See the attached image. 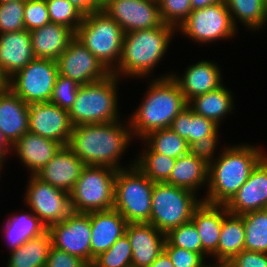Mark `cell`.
<instances>
[{"mask_svg":"<svg viewBox=\"0 0 267 267\" xmlns=\"http://www.w3.org/2000/svg\"><path fill=\"white\" fill-rule=\"evenodd\" d=\"M126 122L129 126L124 125L120 120L73 126L67 146L85 165L107 166L115 170L124 169L119 164V159L134 137L129 120Z\"/></svg>","mask_w":267,"mask_h":267,"instance_id":"cell-1","label":"cell"},{"mask_svg":"<svg viewBox=\"0 0 267 267\" xmlns=\"http://www.w3.org/2000/svg\"><path fill=\"white\" fill-rule=\"evenodd\" d=\"M208 165V185L203 202L226 205L249 178L252 170L267 155L249 144L223 148Z\"/></svg>","mask_w":267,"mask_h":267,"instance_id":"cell-2","label":"cell"},{"mask_svg":"<svg viewBox=\"0 0 267 267\" xmlns=\"http://www.w3.org/2000/svg\"><path fill=\"white\" fill-rule=\"evenodd\" d=\"M132 117L128 116L132 134L140 140L148 133L169 128L172 120L188 106L178 84L169 75L153 79Z\"/></svg>","mask_w":267,"mask_h":267,"instance_id":"cell-3","label":"cell"},{"mask_svg":"<svg viewBox=\"0 0 267 267\" xmlns=\"http://www.w3.org/2000/svg\"><path fill=\"white\" fill-rule=\"evenodd\" d=\"M176 30L163 23L151 29L125 33L121 58L111 73L119 78L122 75L146 78L167 52Z\"/></svg>","mask_w":267,"mask_h":267,"instance_id":"cell-4","label":"cell"},{"mask_svg":"<svg viewBox=\"0 0 267 267\" xmlns=\"http://www.w3.org/2000/svg\"><path fill=\"white\" fill-rule=\"evenodd\" d=\"M120 78L114 74L104 80L81 85L69 117L73 126L101 124L120 120L117 88Z\"/></svg>","mask_w":267,"mask_h":267,"instance_id":"cell-5","label":"cell"},{"mask_svg":"<svg viewBox=\"0 0 267 267\" xmlns=\"http://www.w3.org/2000/svg\"><path fill=\"white\" fill-rule=\"evenodd\" d=\"M124 35L122 27L99 10L83 17L75 37L112 72L121 58Z\"/></svg>","mask_w":267,"mask_h":267,"instance_id":"cell-6","label":"cell"},{"mask_svg":"<svg viewBox=\"0 0 267 267\" xmlns=\"http://www.w3.org/2000/svg\"><path fill=\"white\" fill-rule=\"evenodd\" d=\"M119 169L115 177L114 209L128 223H149L154 183L135 166Z\"/></svg>","mask_w":267,"mask_h":267,"instance_id":"cell-7","label":"cell"},{"mask_svg":"<svg viewBox=\"0 0 267 267\" xmlns=\"http://www.w3.org/2000/svg\"><path fill=\"white\" fill-rule=\"evenodd\" d=\"M198 194L166 182L154 183L149 223L163 234L192 219L194 210L202 203Z\"/></svg>","mask_w":267,"mask_h":267,"instance_id":"cell-8","label":"cell"},{"mask_svg":"<svg viewBox=\"0 0 267 267\" xmlns=\"http://www.w3.org/2000/svg\"><path fill=\"white\" fill-rule=\"evenodd\" d=\"M116 172L107 166L85 165L70 193L72 211L90 213L113 209Z\"/></svg>","mask_w":267,"mask_h":267,"instance_id":"cell-9","label":"cell"},{"mask_svg":"<svg viewBox=\"0 0 267 267\" xmlns=\"http://www.w3.org/2000/svg\"><path fill=\"white\" fill-rule=\"evenodd\" d=\"M58 75L55 60L34 58L8 79V87L27 104L50 102Z\"/></svg>","mask_w":267,"mask_h":267,"instance_id":"cell-10","label":"cell"},{"mask_svg":"<svg viewBox=\"0 0 267 267\" xmlns=\"http://www.w3.org/2000/svg\"><path fill=\"white\" fill-rule=\"evenodd\" d=\"M236 28L223 0L202 9L193 10L177 32H182L188 39L199 44H206L219 39L233 38L237 34Z\"/></svg>","mask_w":267,"mask_h":267,"instance_id":"cell-11","label":"cell"},{"mask_svg":"<svg viewBox=\"0 0 267 267\" xmlns=\"http://www.w3.org/2000/svg\"><path fill=\"white\" fill-rule=\"evenodd\" d=\"M24 201L32 213L48 228L67 218L73 211L70 194L31 175Z\"/></svg>","mask_w":267,"mask_h":267,"instance_id":"cell-12","label":"cell"},{"mask_svg":"<svg viewBox=\"0 0 267 267\" xmlns=\"http://www.w3.org/2000/svg\"><path fill=\"white\" fill-rule=\"evenodd\" d=\"M52 246L80 257L91 266V222L90 213L72 212L67 218L47 228Z\"/></svg>","mask_w":267,"mask_h":267,"instance_id":"cell-13","label":"cell"},{"mask_svg":"<svg viewBox=\"0 0 267 267\" xmlns=\"http://www.w3.org/2000/svg\"><path fill=\"white\" fill-rule=\"evenodd\" d=\"M102 10L124 33L162 25L158 0H105Z\"/></svg>","mask_w":267,"mask_h":267,"instance_id":"cell-14","label":"cell"},{"mask_svg":"<svg viewBox=\"0 0 267 267\" xmlns=\"http://www.w3.org/2000/svg\"><path fill=\"white\" fill-rule=\"evenodd\" d=\"M56 62L59 74L79 85L99 82L112 74L76 37Z\"/></svg>","mask_w":267,"mask_h":267,"instance_id":"cell-15","label":"cell"},{"mask_svg":"<svg viewBox=\"0 0 267 267\" xmlns=\"http://www.w3.org/2000/svg\"><path fill=\"white\" fill-rule=\"evenodd\" d=\"M73 125L68 110L51 102L29 104V131L59 142L69 143Z\"/></svg>","mask_w":267,"mask_h":267,"instance_id":"cell-16","label":"cell"},{"mask_svg":"<svg viewBox=\"0 0 267 267\" xmlns=\"http://www.w3.org/2000/svg\"><path fill=\"white\" fill-rule=\"evenodd\" d=\"M225 206L229 213L235 215L267 209V155Z\"/></svg>","mask_w":267,"mask_h":267,"instance_id":"cell-17","label":"cell"},{"mask_svg":"<svg viewBox=\"0 0 267 267\" xmlns=\"http://www.w3.org/2000/svg\"><path fill=\"white\" fill-rule=\"evenodd\" d=\"M125 234L132 249V267H148L163 252L166 235L150 223H128Z\"/></svg>","mask_w":267,"mask_h":267,"instance_id":"cell-18","label":"cell"},{"mask_svg":"<svg viewBox=\"0 0 267 267\" xmlns=\"http://www.w3.org/2000/svg\"><path fill=\"white\" fill-rule=\"evenodd\" d=\"M84 166L83 161L66 145L35 176L70 194Z\"/></svg>","mask_w":267,"mask_h":267,"instance_id":"cell-19","label":"cell"},{"mask_svg":"<svg viewBox=\"0 0 267 267\" xmlns=\"http://www.w3.org/2000/svg\"><path fill=\"white\" fill-rule=\"evenodd\" d=\"M187 67L183 76L179 77L176 72L171 74L187 102L223 85L222 72L217 63L204 60Z\"/></svg>","mask_w":267,"mask_h":267,"instance_id":"cell-20","label":"cell"},{"mask_svg":"<svg viewBox=\"0 0 267 267\" xmlns=\"http://www.w3.org/2000/svg\"><path fill=\"white\" fill-rule=\"evenodd\" d=\"M91 265L96 256L107 251L123 234L128 222L116 210L90 212Z\"/></svg>","mask_w":267,"mask_h":267,"instance_id":"cell-21","label":"cell"},{"mask_svg":"<svg viewBox=\"0 0 267 267\" xmlns=\"http://www.w3.org/2000/svg\"><path fill=\"white\" fill-rule=\"evenodd\" d=\"M225 205H214L203 202L194 210L191 222L196 226L202 243V256L208 255L216 260L219 236L224 215L227 213Z\"/></svg>","mask_w":267,"mask_h":267,"instance_id":"cell-22","label":"cell"},{"mask_svg":"<svg viewBox=\"0 0 267 267\" xmlns=\"http://www.w3.org/2000/svg\"><path fill=\"white\" fill-rule=\"evenodd\" d=\"M35 58L30 31L0 34V70L9 79Z\"/></svg>","mask_w":267,"mask_h":267,"instance_id":"cell-23","label":"cell"},{"mask_svg":"<svg viewBox=\"0 0 267 267\" xmlns=\"http://www.w3.org/2000/svg\"><path fill=\"white\" fill-rule=\"evenodd\" d=\"M0 130L12 145L29 131V104L9 87L0 92Z\"/></svg>","mask_w":267,"mask_h":267,"instance_id":"cell-24","label":"cell"},{"mask_svg":"<svg viewBox=\"0 0 267 267\" xmlns=\"http://www.w3.org/2000/svg\"><path fill=\"white\" fill-rule=\"evenodd\" d=\"M61 147L59 142L28 131L12 145V151H15L16 156L29 169L31 175H35L55 156Z\"/></svg>","mask_w":267,"mask_h":267,"instance_id":"cell-25","label":"cell"},{"mask_svg":"<svg viewBox=\"0 0 267 267\" xmlns=\"http://www.w3.org/2000/svg\"><path fill=\"white\" fill-rule=\"evenodd\" d=\"M76 33L64 25L48 23L30 31L32 51L35 58L57 60Z\"/></svg>","mask_w":267,"mask_h":267,"instance_id":"cell-26","label":"cell"},{"mask_svg":"<svg viewBox=\"0 0 267 267\" xmlns=\"http://www.w3.org/2000/svg\"><path fill=\"white\" fill-rule=\"evenodd\" d=\"M166 183L196 193L198 188L208 185V164L189 151L176 159L175 166Z\"/></svg>","mask_w":267,"mask_h":267,"instance_id":"cell-27","label":"cell"},{"mask_svg":"<svg viewBox=\"0 0 267 267\" xmlns=\"http://www.w3.org/2000/svg\"><path fill=\"white\" fill-rule=\"evenodd\" d=\"M233 98L232 92L222 85L215 90L194 97L188 102V106L196 114L212 120L220 127L221 120L235 109Z\"/></svg>","mask_w":267,"mask_h":267,"instance_id":"cell-28","label":"cell"},{"mask_svg":"<svg viewBox=\"0 0 267 267\" xmlns=\"http://www.w3.org/2000/svg\"><path fill=\"white\" fill-rule=\"evenodd\" d=\"M243 216L227 212L224 215L217 247V264H226L244 250Z\"/></svg>","mask_w":267,"mask_h":267,"instance_id":"cell-29","label":"cell"},{"mask_svg":"<svg viewBox=\"0 0 267 267\" xmlns=\"http://www.w3.org/2000/svg\"><path fill=\"white\" fill-rule=\"evenodd\" d=\"M170 128L190 146L197 140L206 136H219V126L212 120L196 114L187 106L173 120Z\"/></svg>","mask_w":267,"mask_h":267,"instance_id":"cell-30","label":"cell"},{"mask_svg":"<svg viewBox=\"0 0 267 267\" xmlns=\"http://www.w3.org/2000/svg\"><path fill=\"white\" fill-rule=\"evenodd\" d=\"M51 247L52 240L48 231L28 239L10 251L7 267H45Z\"/></svg>","mask_w":267,"mask_h":267,"instance_id":"cell-31","label":"cell"},{"mask_svg":"<svg viewBox=\"0 0 267 267\" xmlns=\"http://www.w3.org/2000/svg\"><path fill=\"white\" fill-rule=\"evenodd\" d=\"M3 226L10 251L21 246L26 240L38 237L47 231L46 226L32 212L11 215Z\"/></svg>","mask_w":267,"mask_h":267,"instance_id":"cell-32","label":"cell"},{"mask_svg":"<svg viewBox=\"0 0 267 267\" xmlns=\"http://www.w3.org/2000/svg\"><path fill=\"white\" fill-rule=\"evenodd\" d=\"M232 22L236 27V19L245 27L258 31L267 24V0H224ZM263 26V27H262Z\"/></svg>","mask_w":267,"mask_h":267,"instance_id":"cell-33","label":"cell"},{"mask_svg":"<svg viewBox=\"0 0 267 267\" xmlns=\"http://www.w3.org/2000/svg\"><path fill=\"white\" fill-rule=\"evenodd\" d=\"M152 151L177 159L189 152L187 141L170 127L148 133L141 141Z\"/></svg>","mask_w":267,"mask_h":267,"instance_id":"cell-34","label":"cell"},{"mask_svg":"<svg viewBox=\"0 0 267 267\" xmlns=\"http://www.w3.org/2000/svg\"><path fill=\"white\" fill-rule=\"evenodd\" d=\"M244 250L267 253V209L242 214Z\"/></svg>","mask_w":267,"mask_h":267,"instance_id":"cell-35","label":"cell"},{"mask_svg":"<svg viewBox=\"0 0 267 267\" xmlns=\"http://www.w3.org/2000/svg\"><path fill=\"white\" fill-rule=\"evenodd\" d=\"M146 149V151H144ZM142 154L135 158V166L138 167L152 182H166L175 166L176 159L154 152L148 146Z\"/></svg>","mask_w":267,"mask_h":267,"instance_id":"cell-36","label":"cell"},{"mask_svg":"<svg viewBox=\"0 0 267 267\" xmlns=\"http://www.w3.org/2000/svg\"><path fill=\"white\" fill-rule=\"evenodd\" d=\"M90 267H132V249L127 235L123 234L107 251L96 256Z\"/></svg>","mask_w":267,"mask_h":267,"instance_id":"cell-37","label":"cell"},{"mask_svg":"<svg viewBox=\"0 0 267 267\" xmlns=\"http://www.w3.org/2000/svg\"><path fill=\"white\" fill-rule=\"evenodd\" d=\"M51 23L64 25L75 33L84 15L68 0H46Z\"/></svg>","mask_w":267,"mask_h":267,"instance_id":"cell-38","label":"cell"},{"mask_svg":"<svg viewBox=\"0 0 267 267\" xmlns=\"http://www.w3.org/2000/svg\"><path fill=\"white\" fill-rule=\"evenodd\" d=\"M166 235L164 246L180 247L202 255V243L196 226L187 222L170 230Z\"/></svg>","mask_w":267,"mask_h":267,"instance_id":"cell-39","label":"cell"},{"mask_svg":"<svg viewBox=\"0 0 267 267\" xmlns=\"http://www.w3.org/2000/svg\"><path fill=\"white\" fill-rule=\"evenodd\" d=\"M24 8L25 1L0 3V34L25 29Z\"/></svg>","mask_w":267,"mask_h":267,"instance_id":"cell-40","label":"cell"},{"mask_svg":"<svg viewBox=\"0 0 267 267\" xmlns=\"http://www.w3.org/2000/svg\"><path fill=\"white\" fill-rule=\"evenodd\" d=\"M164 24L178 29L192 12L191 0H158Z\"/></svg>","mask_w":267,"mask_h":267,"instance_id":"cell-41","label":"cell"},{"mask_svg":"<svg viewBox=\"0 0 267 267\" xmlns=\"http://www.w3.org/2000/svg\"><path fill=\"white\" fill-rule=\"evenodd\" d=\"M80 86L74 80L59 74L54 84L50 102L69 111L73 106Z\"/></svg>","mask_w":267,"mask_h":267,"instance_id":"cell-42","label":"cell"},{"mask_svg":"<svg viewBox=\"0 0 267 267\" xmlns=\"http://www.w3.org/2000/svg\"><path fill=\"white\" fill-rule=\"evenodd\" d=\"M50 22L46 0L25 1L24 26L27 31L43 27Z\"/></svg>","mask_w":267,"mask_h":267,"instance_id":"cell-43","label":"cell"},{"mask_svg":"<svg viewBox=\"0 0 267 267\" xmlns=\"http://www.w3.org/2000/svg\"><path fill=\"white\" fill-rule=\"evenodd\" d=\"M174 267H208L205 258L200 253H195L180 247L164 246Z\"/></svg>","mask_w":267,"mask_h":267,"instance_id":"cell-44","label":"cell"},{"mask_svg":"<svg viewBox=\"0 0 267 267\" xmlns=\"http://www.w3.org/2000/svg\"><path fill=\"white\" fill-rule=\"evenodd\" d=\"M219 136H206L195 141L189 147V151L208 165L215 158V149L219 142Z\"/></svg>","mask_w":267,"mask_h":267,"instance_id":"cell-45","label":"cell"},{"mask_svg":"<svg viewBox=\"0 0 267 267\" xmlns=\"http://www.w3.org/2000/svg\"><path fill=\"white\" fill-rule=\"evenodd\" d=\"M225 265L227 267H267V253L242 250Z\"/></svg>","mask_w":267,"mask_h":267,"instance_id":"cell-46","label":"cell"},{"mask_svg":"<svg viewBox=\"0 0 267 267\" xmlns=\"http://www.w3.org/2000/svg\"><path fill=\"white\" fill-rule=\"evenodd\" d=\"M45 267H90L80 257L51 247Z\"/></svg>","mask_w":267,"mask_h":267,"instance_id":"cell-47","label":"cell"},{"mask_svg":"<svg viewBox=\"0 0 267 267\" xmlns=\"http://www.w3.org/2000/svg\"><path fill=\"white\" fill-rule=\"evenodd\" d=\"M84 16L102 10L101 0H68Z\"/></svg>","mask_w":267,"mask_h":267,"instance_id":"cell-48","label":"cell"},{"mask_svg":"<svg viewBox=\"0 0 267 267\" xmlns=\"http://www.w3.org/2000/svg\"><path fill=\"white\" fill-rule=\"evenodd\" d=\"M148 267H174V265L168 254L163 250L157 259Z\"/></svg>","mask_w":267,"mask_h":267,"instance_id":"cell-49","label":"cell"},{"mask_svg":"<svg viewBox=\"0 0 267 267\" xmlns=\"http://www.w3.org/2000/svg\"><path fill=\"white\" fill-rule=\"evenodd\" d=\"M10 150L12 151V144L0 130V156L6 158Z\"/></svg>","mask_w":267,"mask_h":267,"instance_id":"cell-50","label":"cell"},{"mask_svg":"<svg viewBox=\"0 0 267 267\" xmlns=\"http://www.w3.org/2000/svg\"><path fill=\"white\" fill-rule=\"evenodd\" d=\"M223 0H191L192 11L222 2Z\"/></svg>","mask_w":267,"mask_h":267,"instance_id":"cell-51","label":"cell"},{"mask_svg":"<svg viewBox=\"0 0 267 267\" xmlns=\"http://www.w3.org/2000/svg\"><path fill=\"white\" fill-rule=\"evenodd\" d=\"M8 87V79L2 74L0 70V92L4 91Z\"/></svg>","mask_w":267,"mask_h":267,"instance_id":"cell-52","label":"cell"},{"mask_svg":"<svg viewBox=\"0 0 267 267\" xmlns=\"http://www.w3.org/2000/svg\"><path fill=\"white\" fill-rule=\"evenodd\" d=\"M5 163V158L4 157H2V156H0V172H1V169L3 168L2 166V164H4ZM0 177H1V175H0Z\"/></svg>","mask_w":267,"mask_h":267,"instance_id":"cell-53","label":"cell"},{"mask_svg":"<svg viewBox=\"0 0 267 267\" xmlns=\"http://www.w3.org/2000/svg\"><path fill=\"white\" fill-rule=\"evenodd\" d=\"M208 267H227V266L225 264H212V265L209 264Z\"/></svg>","mask_w":267,"mask_h":267,"instance_id":"cell-54","label":"cell"},{"mask_svg":"<svg viewBox=\"0 0 267 267\" xmlns=\"http://www.w3.org/2000/svg\"><path fill=\"white\" fill-rule=\"evenodd\" d=\"M13 2V1H26V0H0V3H5V2Z\"/></svg>","mask_w":267,"mask_h":267,"instance_id":"cell-55","label":"cell"}]
</instances>
